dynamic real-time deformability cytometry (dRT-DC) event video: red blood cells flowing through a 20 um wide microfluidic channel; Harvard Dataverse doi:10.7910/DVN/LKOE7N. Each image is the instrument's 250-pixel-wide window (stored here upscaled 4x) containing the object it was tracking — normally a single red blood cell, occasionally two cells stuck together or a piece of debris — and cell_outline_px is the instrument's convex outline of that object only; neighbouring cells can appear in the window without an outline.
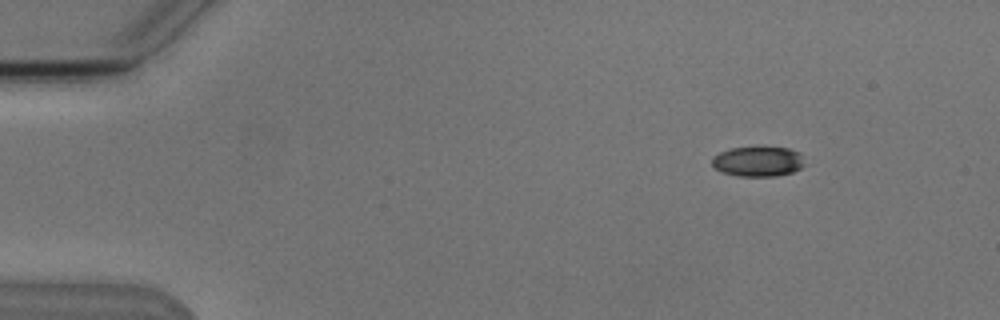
{"species": "Egyptian fruit bat (a non-hibernating species)", "species_latin": "Rousettus aegyptiacus", "temperature_condition": "cold", "stored_images_in_passage": 4, "camera_frame_rate_fps": 3000, "um_per_image_px": 0.085, "animal": {"sex": "male"}, "frame": {"image": 1, "passage_image": 1, "time_ms": 0.0, "image_size_px": [1000, 320], "cell_outline_px": [[804, 164], [800, 168], [792, 172], [776, 176], [740, 176], [720, 172], [712, 164], [712, 156], [720, 152], [732, 148], [756, 144], [760, 144], [788, 148], [800, 152]], "centroid_in_image_um": [64.42, 13.67], "position_along_channel_um": 20.6, "area_um2": 16.88}}